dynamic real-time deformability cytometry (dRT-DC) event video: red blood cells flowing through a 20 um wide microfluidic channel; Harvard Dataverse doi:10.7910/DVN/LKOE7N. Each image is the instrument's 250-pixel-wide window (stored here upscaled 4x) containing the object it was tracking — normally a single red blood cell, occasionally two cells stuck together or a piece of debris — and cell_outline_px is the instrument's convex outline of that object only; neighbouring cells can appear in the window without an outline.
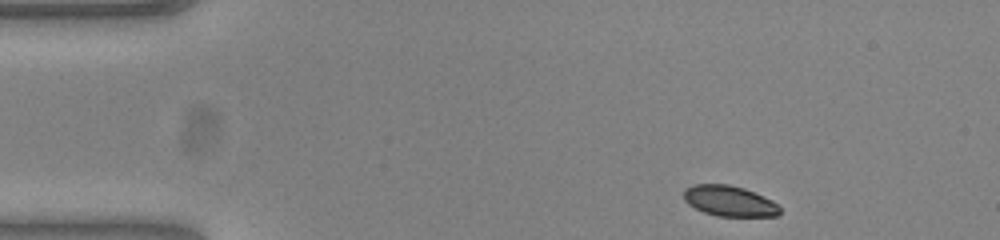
{"species": "common noctule bat (a hibernating species)", "species_latin": "Nyctalus noctula", "temperature_condition": "warm", "stored_images_in_passage": 47, "camera_frame_rate_fps": 3000, "um_per_image_px": 0.085, "animal": {"sex": "female", "body_mass_g": 23.0, "forearm_length_mm": 53.4}, "frame": {"image": 1, "passage_image": 1, "time_ms": 0.0, "image_size_px": [1000, 240], "cell_outline_px": [[780, 212], [776, 216], [716, 216], [704, 212], [688, 204], [684, 200], [684, 188], [692, 184], [728, 184], [744, 188], [772, 200], [780, 208]], "centroid_in_image_um": [61.97, 17.08], "position_along_channel_um": 23.0, "area_um2": 17.11}}
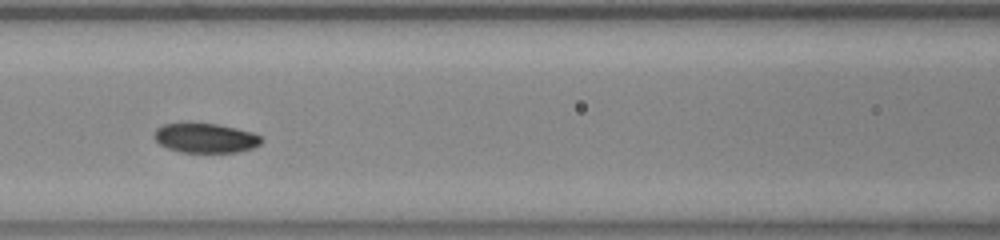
{"frame": {"image": 2, "passage_image": 17, "time_ms": 5.333, "image_size_px": [1000, 240], "cell_outline_px": [[260, 144], [252, 148], [236, 152], [180, 152], [168, 148], [160, 144], [152, 136], [156, 128], [164, 124], [216, 124], [252, 132], [260, 136]], "centroid_in_image_um": [17.42, 11.74], "position_along_channel_um": 149.2, "area_um2": 18.09}}
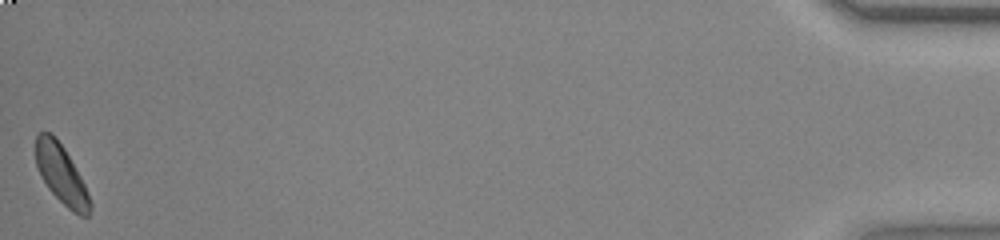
{"frame": {"image": 3, "passage_image": 47, "time_ms": 15.333, "image_size_px": [1000, 240], "cell_outline_px": [[92, 208], [88, 216], [80, 216], [72, 212], [48, 188], [40, 176], [36, 164], [36, 136], [40, 132], [52, 132], [64, 148], [80, 176], [84, 184], [92, 204]], "centroid_in_image_um": [5.21, 14.83], "position_along_channel_um": 430.0, "area_um2": 18.5}, "authors_computed_cell_mechanics": {"area_um2": 18.9006, "velocity_mm_per_s": 3.8204, "shape_relaxation_time_tau1_ms": 6.8824, "shape_relaxation_time_tau2_ms": null, "deformation_change_tau1": 0.1834, "deformation_change_tau2": null}}